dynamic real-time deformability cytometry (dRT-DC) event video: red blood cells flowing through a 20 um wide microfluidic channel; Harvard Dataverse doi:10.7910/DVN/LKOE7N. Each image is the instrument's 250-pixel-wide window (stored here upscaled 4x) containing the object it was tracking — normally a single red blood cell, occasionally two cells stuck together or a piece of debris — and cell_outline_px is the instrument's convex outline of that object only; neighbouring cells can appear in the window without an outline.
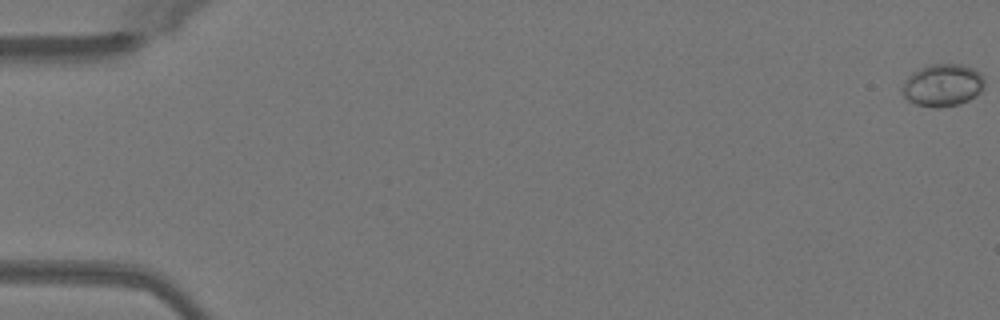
{"species": "Egyptian fruit bat (a non-hibernating species)", "species_latin": "Rousettus aegyptiacus", "temperature_condition": "warm", "stored_images_in_passage": 46, "camera_frame_rate_fps": 3000, "um_per_image_px": 0.085, "animal": {"sex": "female"}, "frame": {"image": 1, "passage_image": 1, "time_ms": 0.0, "image_size_px": [1000, 320], "cell_outline_px": [[984, 88], [976, 96], [960, 104], [940, 108], [932, 108], [916, 104], [908, 100], [904, 96], [900, 88], [904, 80], [912, 72], [920, 68], [932, 64], [960, 64], [972, 68], [980, 72], [984, 76]], "centroid_in_image_um": [80.12, 7.25], "position_along_channel_um": 4.9, "area_um2": 20.63}}
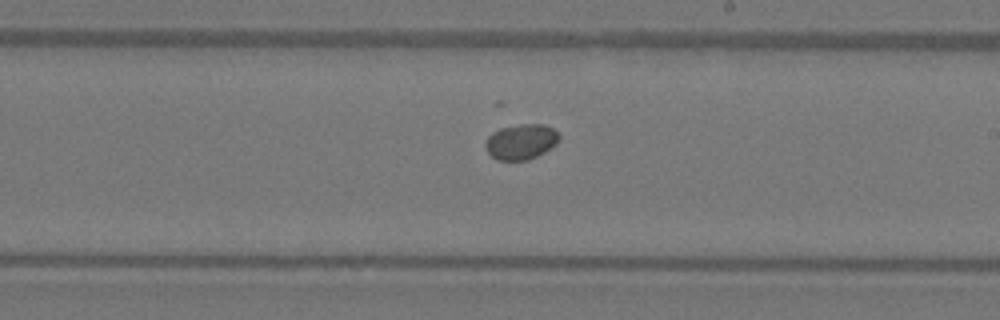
{"frame": {"image": 2, "passage_image": 31, "time_ms": 10.0, "image_size_px": [1000, 320], "cell_outline_px": [[560, 136], [556, 144], [552, 148], [528, 160], [496, 160], [484, 148], [484, 144], [488, 136], [492, 132], [500, 128], [520, 124], [544, 124], [552, 128]], "centroid_in_image_um": [44.27, 12.05], "position_along_channel_um": 244.7, "area_um2": 15.26}}
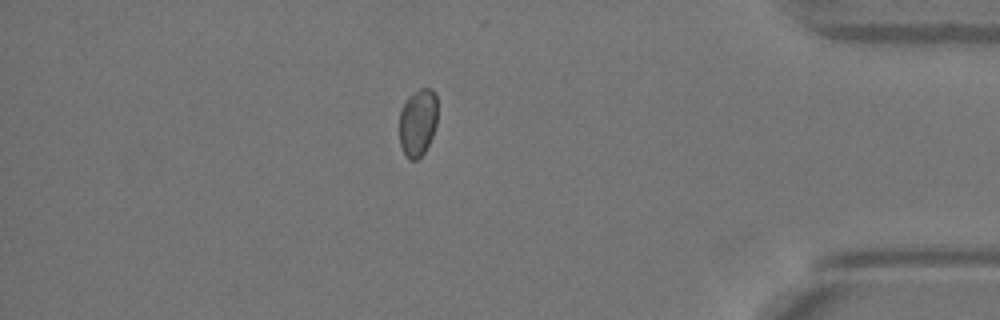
{"frame": {"image": 3, "passage_image": 45, "time_ms": 14.667, "image_size_px": [1000, 320], "cell_outline_px": [[436, 124], [432, 136], [424, 152], [416, 160], [408, 160], [400, 144], [400, 112], [408, 96], [412, 92], [420, 88], [432, 88], [436, 92]], "centroid_in_image_um": [35.51, 10.38], "position_along_channel_um": 399.7, "area_um2": 14.97}}